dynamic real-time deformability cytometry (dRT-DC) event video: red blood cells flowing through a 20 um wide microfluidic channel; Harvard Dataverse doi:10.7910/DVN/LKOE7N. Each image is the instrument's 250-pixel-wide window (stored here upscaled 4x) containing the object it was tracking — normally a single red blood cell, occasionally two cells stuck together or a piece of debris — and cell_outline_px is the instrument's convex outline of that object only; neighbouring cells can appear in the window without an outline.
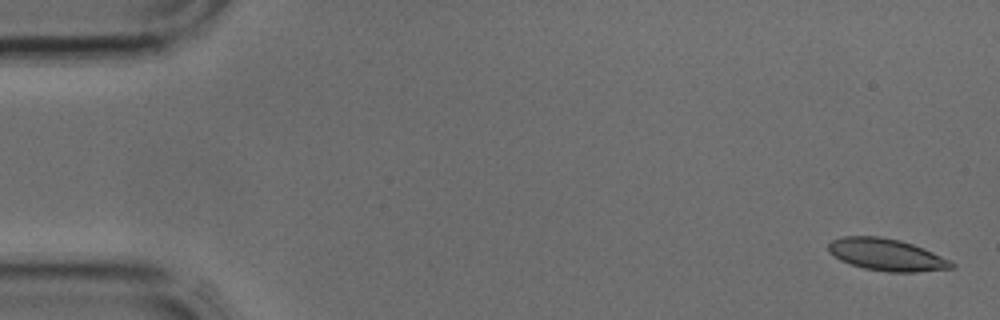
{"species": "common noctule bat (a hibernating species)", "species_latin": "Nyctalus noctula", "temperature_condition": "cold", "stored_images_in_passage": 5, "camera_frame_rate_fps": 3000, "um_per_image_px": 0.085, "animal": {"sex": "male", "body_mass_g": 17.9, "forearm_length_mm": 54.2}, "frame": {"image": 1, "passage_image": 1, "time_ms": 0.0, "image_size_px": [1000, 320], "cell_outline_px": [[956, 268], [916, 272], [888, 272], [864, 268], [840, 260], [828, 252], [828, 244], [832, 240], [844, 236], [880, 236], [900, 240], [924, 248], [952, 260], [956, 264]], "centroid_in_image_um": [75.41, 21.65], "position_along_channel_um": 9.6, "area_um2": 23.18}}